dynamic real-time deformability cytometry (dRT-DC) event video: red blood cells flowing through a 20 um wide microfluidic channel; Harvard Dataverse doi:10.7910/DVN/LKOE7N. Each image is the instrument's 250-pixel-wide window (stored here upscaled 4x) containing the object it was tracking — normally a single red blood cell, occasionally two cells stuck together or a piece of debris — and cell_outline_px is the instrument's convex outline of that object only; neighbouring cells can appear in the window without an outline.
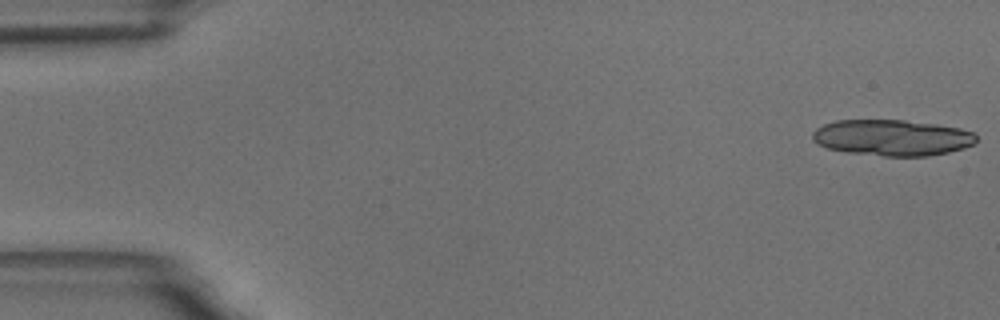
{"species": "common noctule bat (a hibernating species)", "species_latin": "Nyctalus noctula", "temperature_condition": "room temperature", "stored_images_in_passage": 16, "camera_frame_rate_fps": 3000, "um_per_image_px": 0.085, "animal": {"sex": "male", "body_mass_g": 18.8}, "frame": {"image": 1, "passage_image": 1, "time_ms": 0.0, "image_size_px": [1000, 320], "cell_outline_px": [[976, 144], [964, 148], [948, 152], [928, 156], [884, 156], [848, 152], [828, 148], [816, 144], [812, 140], [812, 132], [816, 128], [824, 124], [836, 120], [904, 120], [936, 124], [960, 128], [972, 132], [976, 136]], "centroid_in_image_um": [75.82, 11.7], "position_along_channel_um": 9.2, "area_um2": 34.56}}